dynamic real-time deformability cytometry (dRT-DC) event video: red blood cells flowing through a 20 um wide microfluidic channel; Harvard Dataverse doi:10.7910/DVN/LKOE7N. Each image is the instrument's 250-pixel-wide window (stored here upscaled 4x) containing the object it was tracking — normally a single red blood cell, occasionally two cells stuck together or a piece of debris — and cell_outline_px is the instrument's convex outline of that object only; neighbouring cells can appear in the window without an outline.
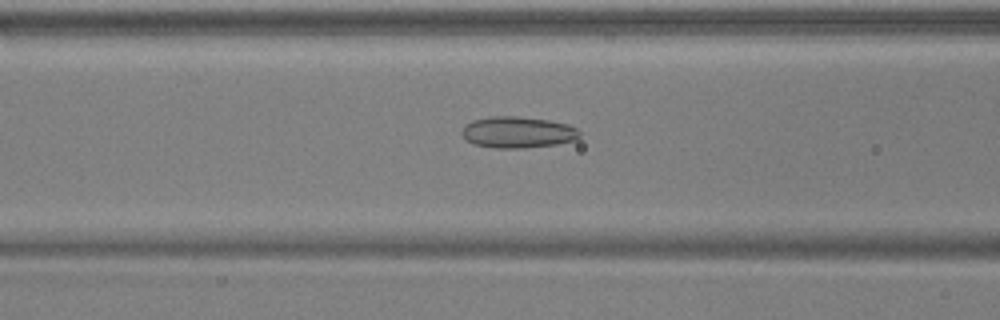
{"species": "common noctule bat (a hibernating species)", "species_latin": "Nyctalus noctula", "temperature_condition": "warm", "stored_images_in_passage": 44, "camera_frame_rate_fps": 3000, "um_per_image_px": 0.085, "animal": {"sex": "male", "body_mass_g": 17.9, "forearm_length_mm": 54.2}, "frame": {"image": 1, "passage_image": 12, "time_ms": 3.667, "image_size_px": [1000, 320], "cell_outline_px": [[580, 140], [556, 144], [524, 148], [496, 148], [472, 144], [460, 132], [464, 124], [472, 120], [488, 116], [516, 116], [548, 120], [568, 124], [576, 128], [580, 132]], "centroid_in_image_um": [44.01, 11.24], "position_along_channel_um": 122.6, "area_um2": 21.79}}
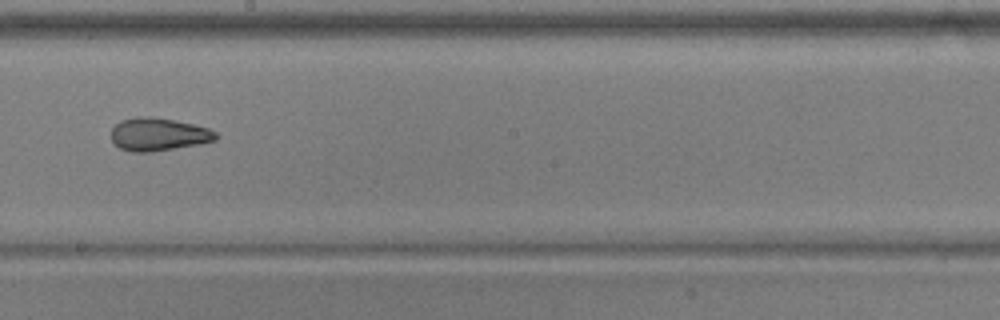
{"frame": {"image": 2, "passage_image": 21, "time_ms": 6.667, "image_size_px": [1000, 320], "cell_outline_px": [[216, 140], [200, 144], [152, 152], [132, 152], [120, 148], [112, 140], [112, 128], [120, 120], [136, 116], [148, 116], [176, 120], [208, 128], [216, 132]], "centroid_in_image_um": [13.45, 11.41], "position_along_channel_um": 234.7, "area_um2": 20.11}}
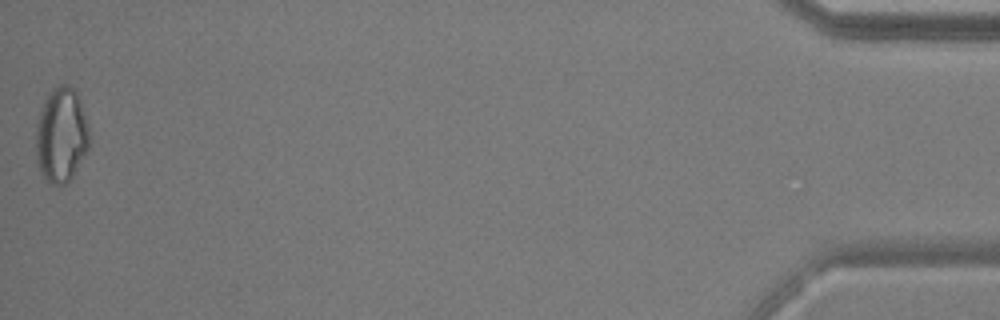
{"frame": {"image": 3, "passage_image": 44, "time_ms": 14.333, "image_size_px": [1000, 320], "cell_outline_px": [[88, 148], [72, 176], [60, 188], [52, 184], [40, 172], [36, 164], [36, 128], [40, 112], [44, 100], [48, 92], [52, 88], [60, 84], [68, 84], [76, 92], [80, 100], [88, 128]], "centroid_in_image_um": [5.18, 11.48], "position_along_channel_um": 430.0, "area_um2": 29.36}, "authors_computed_cell_mechanics": {"area_um2": 22.1374, "velocity_mm_per_s": 3.7407, "shape_relaxation_time_tau1_ms": null, "shape_relaxation_time_tau2_ms": 3.1349, "deformation_change_tau1": null, "deformation_change_tau2": 0.0997}}